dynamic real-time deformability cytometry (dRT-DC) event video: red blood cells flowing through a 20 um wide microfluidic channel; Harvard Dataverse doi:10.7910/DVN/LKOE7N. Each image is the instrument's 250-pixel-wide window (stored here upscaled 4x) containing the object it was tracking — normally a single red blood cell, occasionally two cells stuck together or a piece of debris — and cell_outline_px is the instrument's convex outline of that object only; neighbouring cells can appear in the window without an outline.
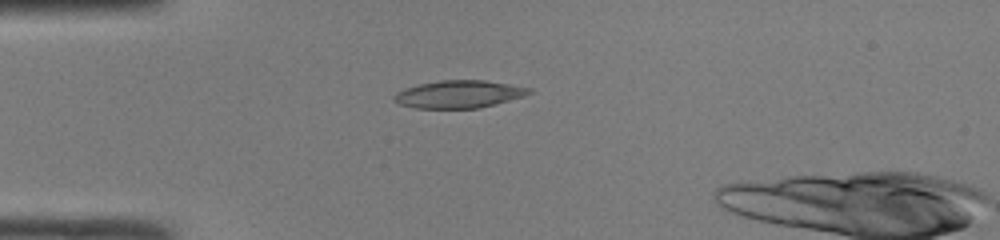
{"species": "common noctule bat (a hibernating species)", "species_latin": "Nyctalus noctula", "temperature_condition": "room temperature", "stored_images_in_passage": 33, "camera_frame_rate_fps": 3000, "um_per_image_px": 0.085, "animal": {"sex": "male", "body_mass_g": 19.0, "forearm_length_mm": 50.8}, "frame": {"image": 1, "passage_image": 1, "time_ms": 0.0, "image_size_px": [1000, 240], "cell_outline_px": [[532, 92], [524, 96], [476, 108], [416, 108], [400, 104], [392, 100], [392, 96], [396, 92], [404, 88], [420, 84], [440, 80], [484, 80], [532, 88]], "centroid_in_image_um": [38.96, 8.0], "position_along_channel_um": 46.0, "area_um2": 21.5}}
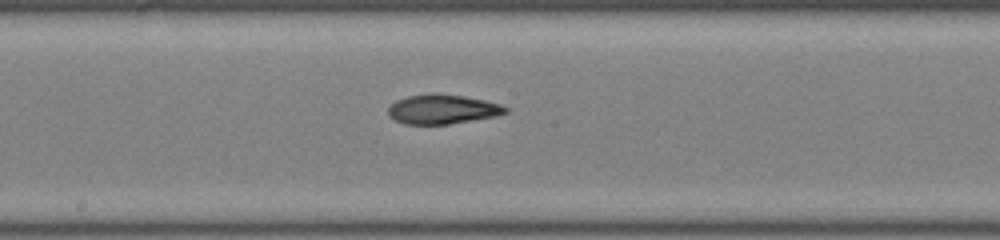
{"frame": {"image": 2, "passage_image": 14, "time_ms": 4.333, "image_size_px": [1000, 240], "cell_outline_px": [[508, 112], [496, 116], [448, 124], [404, 124], [388, 116], [388, 108], [396, 100], [408, 96], [432, 92], [464, 96], [484, 100], [500, 104], [508, 108]], "centroid_in_image_um": [37.6, 9.27], "position_along_channel_um": 210.6, "area_um2": 20.17}}
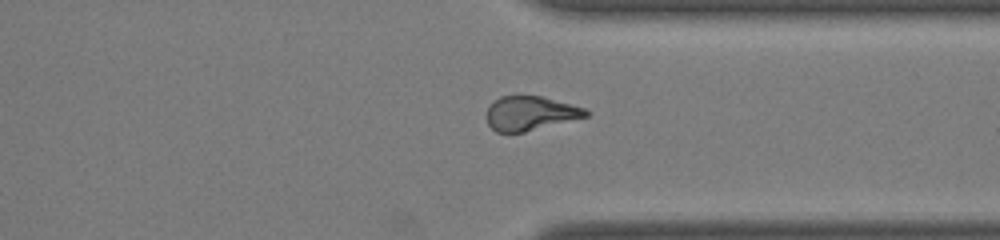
{"frame": {"image": 3, "passage_image": 25, "time_ms": 8.0, "image_size_px": [1000, 240], "cell_outline_px": [[588, 116], [524, 132], [496, 132], [488, 124], [488, 108], [500, 96], [544, 96], [584, 108], [588, 112]], "centroid_in_image_um": [45.09, 9.63], "position_along_channel_um": 366.3, "area_um2": 19.42}, "authors_computed_cell_mechanics": {"area_um2": 20.7502, "velocity_mm_per_s": 4.2304, "shape_relaxation_time_tau1_ms": null, "shape_relaxation_time_tau2_ms": 5.2739, "deformation_change_tau1": null, "deformation_change_tau2": 0.1117}}